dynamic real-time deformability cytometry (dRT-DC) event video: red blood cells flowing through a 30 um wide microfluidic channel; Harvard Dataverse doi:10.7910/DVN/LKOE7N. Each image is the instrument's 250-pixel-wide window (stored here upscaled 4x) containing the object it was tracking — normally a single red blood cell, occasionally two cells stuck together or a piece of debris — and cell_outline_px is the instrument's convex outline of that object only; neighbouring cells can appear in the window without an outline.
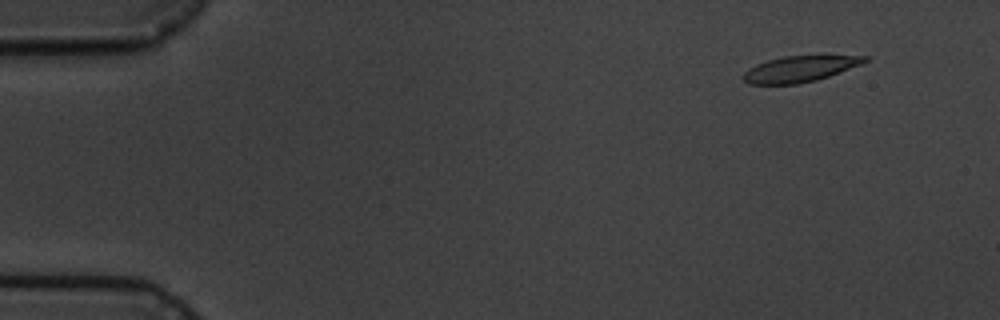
{"species": "common noctule bat (a hibernating species)", "species_latin": "Nyctalus noctula", "temperature_condition": "cold", "stored_images_in_passage": 8, "camera_frame_rate_fps": 3000, "um_per_image_px": 0.085, "animal": {"sex": "male", "body_mass_g": 19.5, "forearm_length_mm": 54.6}, "frame": {"image": 1, "passage_image": 2, "time_ms": 1.333, "image_size_px": [1000, 320], "cell_outline_px": [[868, 60], [860, 64], [828, 76], [816, 80], [796, 84], [748, 84], [744, 80], [744, 72], [748, 68], [756, 64], [768, 60], [784, 56], [868, 56]], "centroid_in_image_um": [67.92, 5.86], "position_along_channel_um": 17.1, "area_um2": 17.98}}
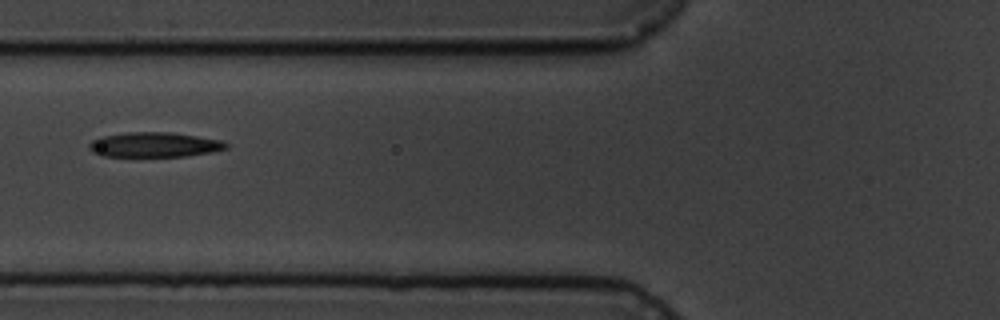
{"frame": {"image": 2, "passage_image": 7, "time_ms": 7.0, "image_size_px": [1000, 320], "cell_outline_px": [[228, 148], [212, 152], [188, 156], [100, 156], [92, 152], [88, 148], [88, 144], [92, 140], [100, 136], [128, 132], [172, 132], [220, 140], [228, 144]], "centroid_in_image_um": [13.08, 12.3], "position_along_channel_um": 112.7, "area_um2": 19.94}}
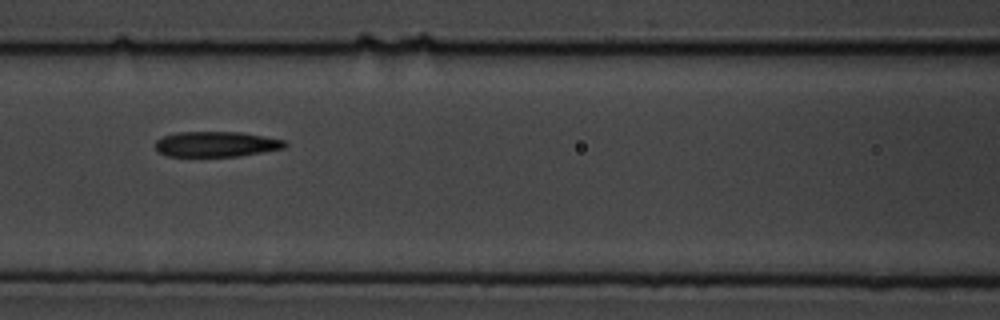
{"frame": {"image": 3, "passage_image": 8, "time_ms": 8.0, "image_size_px": [1000, 320], "cell_outline_px": [[288, 144], [284, 148], [236, 156], [168, 156], [156, 152], [156, 140], [164, 136], [176, 132], [240, 132], [288, 140]], "centroid_in_image_um": [18.38, 12.24], "position_along_channel_um": 148.2, "area_um2": 19.13}}